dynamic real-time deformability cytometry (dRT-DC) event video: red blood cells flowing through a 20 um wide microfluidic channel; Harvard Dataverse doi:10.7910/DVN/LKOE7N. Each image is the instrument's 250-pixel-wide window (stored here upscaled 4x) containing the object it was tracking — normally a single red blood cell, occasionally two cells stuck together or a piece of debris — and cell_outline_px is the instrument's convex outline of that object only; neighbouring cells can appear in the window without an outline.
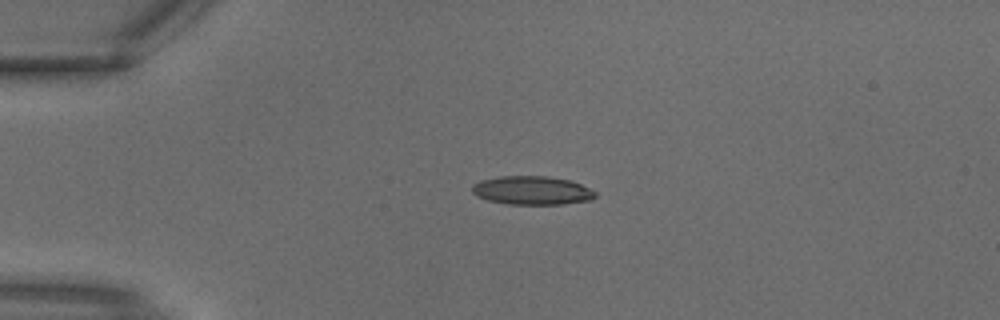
{"species": "common noctule bat (a hibernating species)", "species_latin": "Nyctalus noctula", "temperature_condition": "warm", "stored_images_in_passage": 2, "camera_frame_rate_fps": 3000, "um_per_image_px": 0.085, "animal": {"sex": "male", "body_mass_g": 18.8}, "frame": {"image": 1, "passage_image": 1, "time_ms": 0.0, "image_size_px": [1000, 320], "cell_outline_px": [[596, 196], [592, 200], [564, 204], [508, 204], [488, 200], [476, 196], [472, 192], [472, 184], [480, 180], [500, 176], [548, 176], [568, 180], [580, 184], [596, 192]], "centroid_in_image_um": [45.2, 16.19], "position_along_channel_um": 39.8, "area_um2": 20.58}}
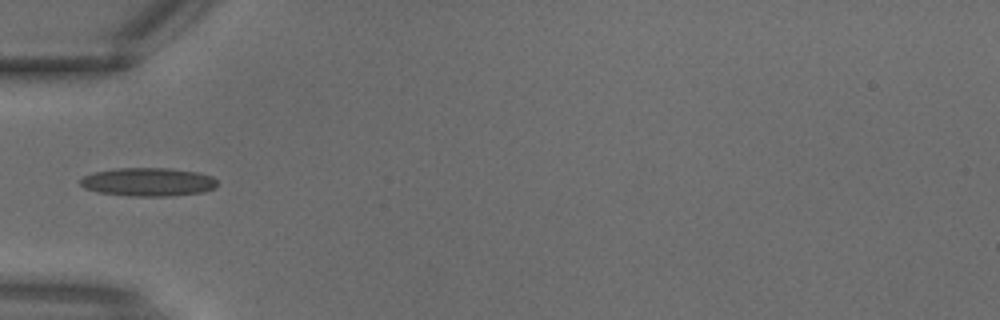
{"frame": {"image": 2, "passage_image": 2, "time_ms": 0.333, "image_size_px": [1000, 320], "cell_outline_px": [[216, 188], [204, 192], [172, 196], [128, 196], [100, 192], [84, 188], [80, 184], [80, 180], [84, 176], [92, 172], [112, 168], [168, 168], [196, 172], [212, 176], [216, 180]], "centroid_in_image_um": [12.58, 15.46], "position_along_channel_um": 72.4, "area_um2": 22.83}}